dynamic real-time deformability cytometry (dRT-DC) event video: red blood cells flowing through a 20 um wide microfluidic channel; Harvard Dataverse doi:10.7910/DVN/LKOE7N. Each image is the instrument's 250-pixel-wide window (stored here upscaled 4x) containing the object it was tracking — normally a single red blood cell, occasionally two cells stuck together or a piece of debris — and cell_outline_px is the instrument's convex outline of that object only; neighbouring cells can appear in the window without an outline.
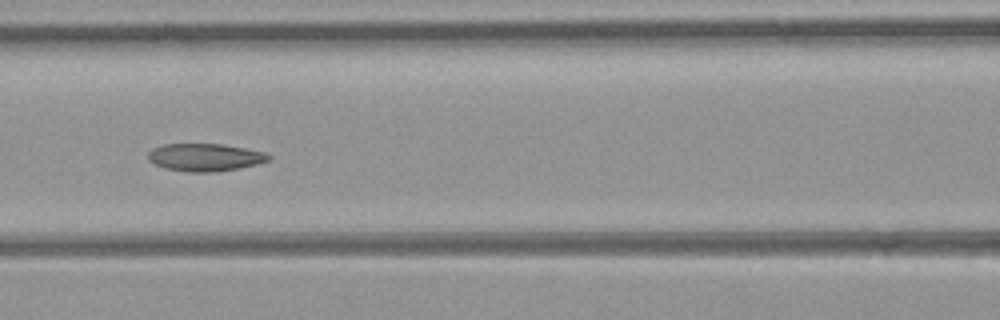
{"species": "common noctule bat (a hibernating species)", "species_latin": "Nyctalus noctula", "temperature_condition": "room temperature", "stored_images_in_passage": 48, "camera_frame_rate_fps": 3000, "um_per_image_px": 0.085, "animal": {"sex": "female", "body_mass_g": 21.9}, "frame": {"image": 1, "passage_image": 21, "time_ms": 6.667, "image_size_px": [1000, 320], "cell_outline_px": [[272, 156], [268, 160], [256, 164], [240, 168], [216, 172], [188, 172], [164, 168], [148, 160], [148, 152], [152, 148], [164, 144], [224, 144], [264, 152]], "centroid_in_image_um": [17.41, 13.37], "position_along_channel_um": 149.2, "area_um2": 19.42}}
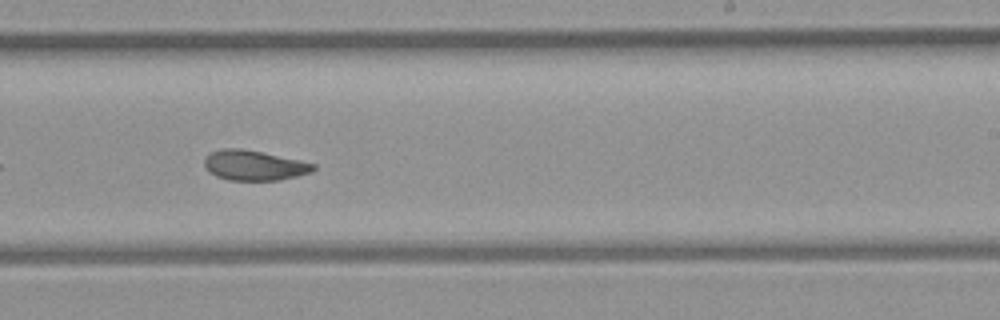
{"frame": {"image": 2, "passage_image": 29, "time_ms": 9.333, "image_size_px": [1000, 320], "cell_outline_px": [[316, 168], [312, 172], [280, 180], [228, 180], [216, 176], [204, 164], [204, 160], [212, 152], [224, 148], [240, 148], [300, 160], [316, 164]], "centroid_in_image_um": [21.64, 14.06], "position_along_channel_um": 267.4, "area_um2": 18.79}}
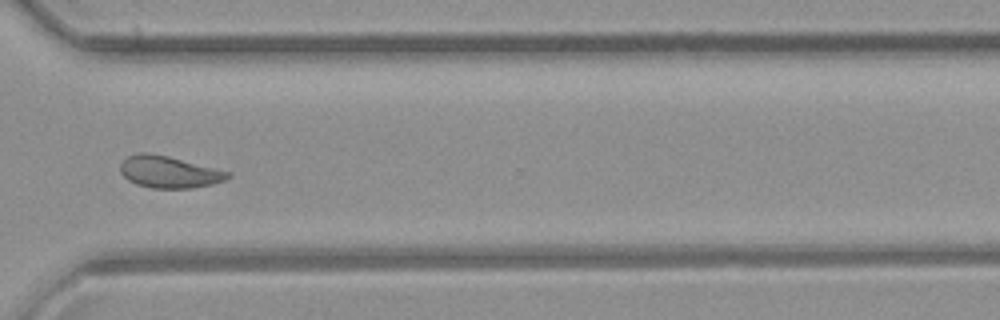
{"frame": {"image": 3, "passage_image": 35, "time_ms": 11.333, "image_size_px": [1000, 320], "cell_outline_px": [[232, 176], [224, 180], [212, 184], [192, 188], [152, 188], [136, 184], [128, 180], [120, 172], [120, 164], [128, 156], [140, 152], [148, 152], [168, 156], [228, 172]], "centroid_in_image_um": [14.32, 14.62], "position_along_channel_um": 356.3, "area_um2": 19.71}, "authors_computed_cell_mechanics": {"area_um2": 20.808, "velocity_mm_per_s": 4.4519, "shape_relaxation_time_tau1_ms": null, "shape_relaxation_time_tau2_ms": 2.2789, "deformation_change_tau1": null, "deformation_change_tau2": 0.068}}